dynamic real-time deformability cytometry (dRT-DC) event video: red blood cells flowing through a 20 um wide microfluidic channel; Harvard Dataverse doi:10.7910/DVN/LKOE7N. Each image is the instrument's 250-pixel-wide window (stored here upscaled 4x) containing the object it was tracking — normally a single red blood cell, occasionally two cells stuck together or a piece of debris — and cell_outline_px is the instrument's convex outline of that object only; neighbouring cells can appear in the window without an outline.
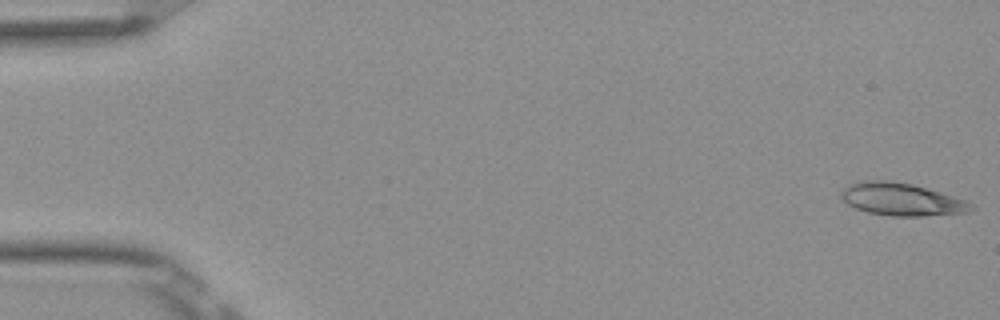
{"species": "Egyptian fruit bat (a non-hibernating species)", "species_latin": "Rousettus aegyptiacus", "temperature_condition": "room temperature", "stored_images_in_passage": 52, "camera_frame_rate_fps": 3000, "um_per_image_px": 0.085, "frame": {"image": 1, "passage_image": 1, "time_ms": 0.0, "image_size_px": [1000, 320], "cell_outline_px": [[976, 208], [968, 212], [924, 216], [892, 216], [868, 212], [856, 208], [848, 204], [840, 196], [840, 192], [848, 184], [860, 180], [888, 180], [912, 184], [940, 192], [964, 200], [972, 204]], "centroid_in_image_um": [76.6, 16.94], "position_along_channel_um": 8.4, "area_um2": 24.62}}
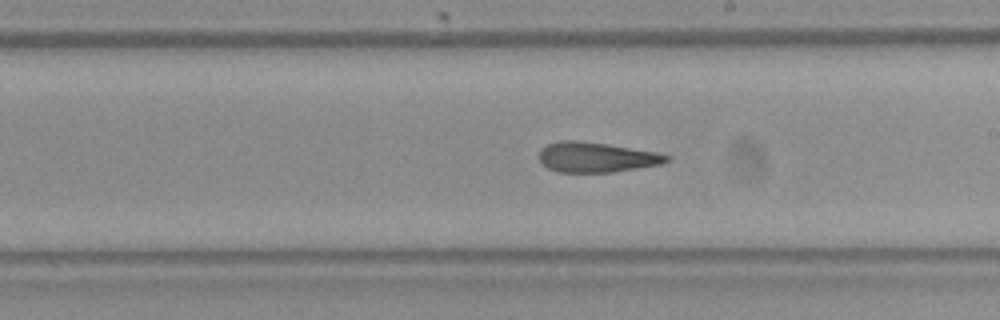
{"frame": {"image": 2, "passage_image": 30, "time_ms": 9.667, "image_size_px": [1000, 320], "cell_outline_px": [[672, 160], [660, 164], [612, 172], [556, 172], [548, 168], [540, 160], [540, 148], [548, 144], [560, 140], [576, 140], [604, 144], [656, 152], [672, 156]], "centroid_in_image_um": [50.69, 13.37], "position_along_channel_um": 238.3, "area_um2": 22.14}}
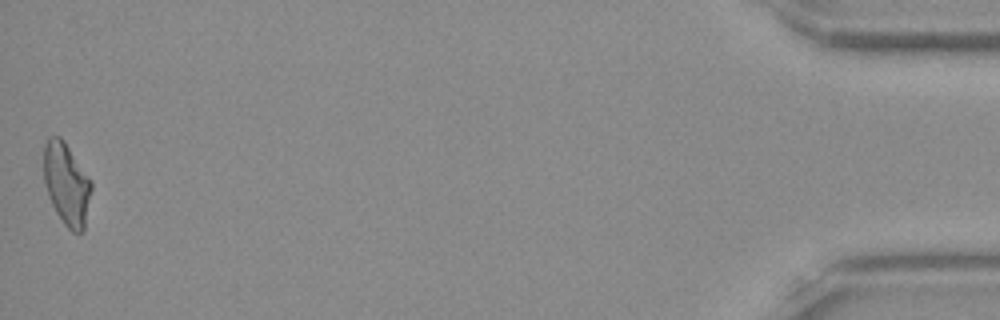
{"frame": {"image": 3, "passage_image": 52, "time_ms": 17.0, "image_size_px": [1000, 320], "cell_outline_px": [[92, 188], [84, 228], [80, 232], [72, 232], [64, 224], [56, 212], [48, 196], [44, 180], [44, 144], [48, 136], [60, 136], [64, 140], [92, 180]], "centroid_in_image_um": [5.66, 15.6], "position_along_channel_um": 429.5, "area_um2": 22.89}, "authors_computed_cell_mechanics": {"area_um2": 23.1778, "velocity_mm_per_s": 3.8866, "shape_relaxation_time_tau1_ms": null, "shape_relaxation_time_tau2_ms": 2.3949, "deformation_change_tau1": null, "deformation_change_tau2": 0.1129}}